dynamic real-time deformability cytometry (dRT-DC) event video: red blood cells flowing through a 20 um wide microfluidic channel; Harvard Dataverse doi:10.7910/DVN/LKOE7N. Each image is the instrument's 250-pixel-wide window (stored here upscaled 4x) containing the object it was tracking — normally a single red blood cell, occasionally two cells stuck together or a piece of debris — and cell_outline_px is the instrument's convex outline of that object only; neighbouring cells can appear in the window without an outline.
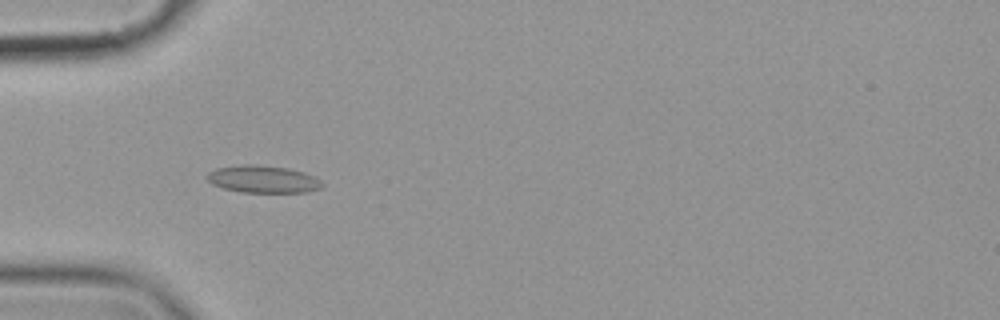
{"species": "common noctule bat (a hibernating species)", "species_latin": "Nyctalus noctula", "temperature_condition": "cold", "stored_images_in_passage": 58, "camera_frame_rate_fps": 3000, "um_per_image_px": 0.085, "animal": {"sex": "female", "body_mass_g": 19.9}, "frame": {"image": 1, "passage_image": 19, "time_ms": 6.0, "image_size_px": [1000, 320], "cell_outline_px": [[324, 184], [320, 188], [308, 192], [240, 192], [224, 188], [212, 184], [208, 180], [208, 172], [216, 168], [244, 164], [252, 164], [288, 168], [304, 172], [320, 180]], "centroid_in_image_um": [22.36, 15.23], "position_along_channel_um": 62.6, "area_um2": 18.21}}
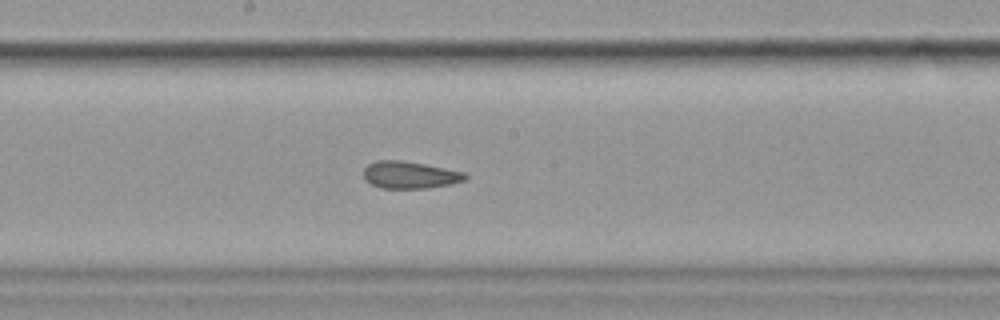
{"frame": {"image": 2, "passage_image": 32, "time_ms": 10.333, "image_size_px": [1000, 320], "cell_outline_px": [[468, 176], [464, 180], [452, 184], [428, 188], [380, 188], [372, 184], [364, 176], [364, 168], [368, 164], [376, 160], [404, 160], [464, 172]], "centroid_in_image_um": [34.84, 14.86], "position_along_channel_um": 213.4, "area_um2": 16.01}}
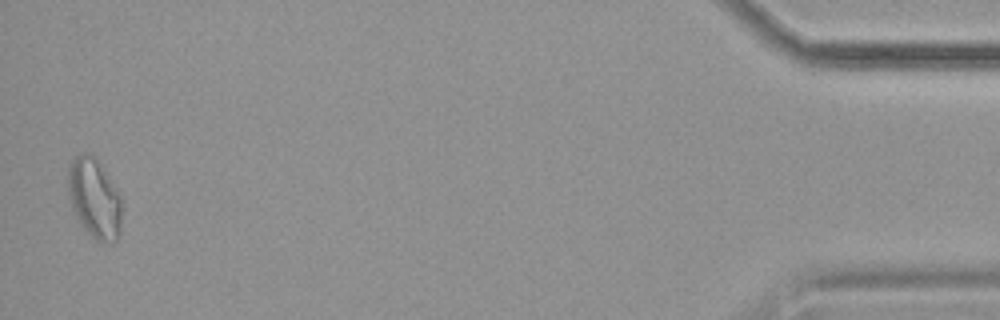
{"frame": {"image": 3, "passage_image": 57, "time_ms": 18.667, "image_size_px": [1000, 320], "cell_outline_px": [[124, 208], [120, 232], [116, 240], [112, 244], [100, 244], [80, 224], [72, 208], [68, 196], [68, 168], [72, 160], [76, 156], [84, 152], [88, 152], [100, 164], [120, 192]], "centroid_in_image_um": [8.07, 16.91], "position_along_channel_um": 427.1, "area_um2": 25.66}, "authors_computed_cell_mechanics": {"area_um2": 17.918, "velocity_mm_per_s": 3.549, "shape_relaxation_time_tau1_ms": 9.6194, "shape_relaxation_time_tau2_ms": 2.2011, "deformation_change_tau1": 0.1573, "deformation_change_tau2": 0.0809}}